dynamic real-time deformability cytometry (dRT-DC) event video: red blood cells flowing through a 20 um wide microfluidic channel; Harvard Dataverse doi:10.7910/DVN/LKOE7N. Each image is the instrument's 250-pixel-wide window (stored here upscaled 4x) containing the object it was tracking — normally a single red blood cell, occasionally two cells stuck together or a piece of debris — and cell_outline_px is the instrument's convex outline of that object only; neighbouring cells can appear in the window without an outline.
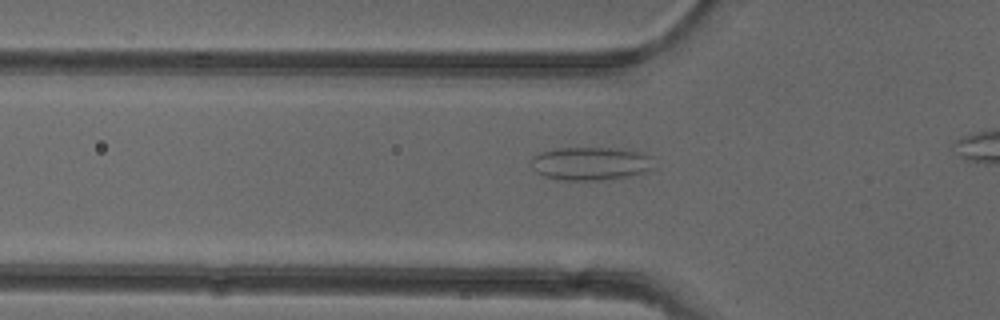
{"species": "common noctule bat (a hibernating species)", "species_latin": "Nyctalus noctula", "temperature_condition": "cold", "stored_images_in_passage": 34, "camera_frame_rate_fps": 3000, "um_per_image_px": 0.085, "animal": {"sex": "female"}, "frame": {"image": 1, "passage_image": 9, "time_ms": 2.667, "image_size_px": [1000, 320], "cell_outline_px": [[656, 168], [648, 172], [628, 176], [600, 180], [564, 180], [544, 176], [536, 172], [532, 168], [532, 156], [540, 152], [552, 148], [616, 148], [640, 152], [648, 156]], "centroid_in_image_um": [50.19, 13.9], "position_along_channel_um": 75.6, "area_um2": 23.87}}
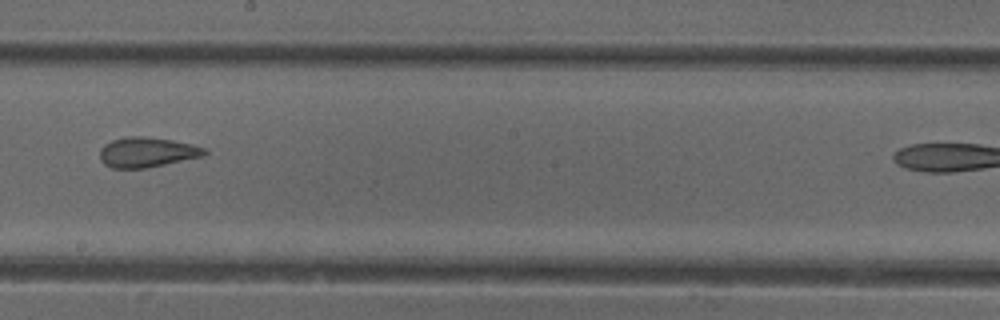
{"frame": {"image": 2, "passage_image": 21, "time_ms": 6.667, "image_size_px": [1000, 320], "cell_outline_px": [[208, 152], [204, 156], [144, 168], [112, 168], [104, 164], [100, 160], [100, 148], [104, 144], [112, 140], [128, 136], [144, 136], [172, 140], [192, 144], [204, 148]], "centroid_in_image_um": [12.47, 12.93], "position_along_channel_um": 235.7, "area_um2": 18.26}}
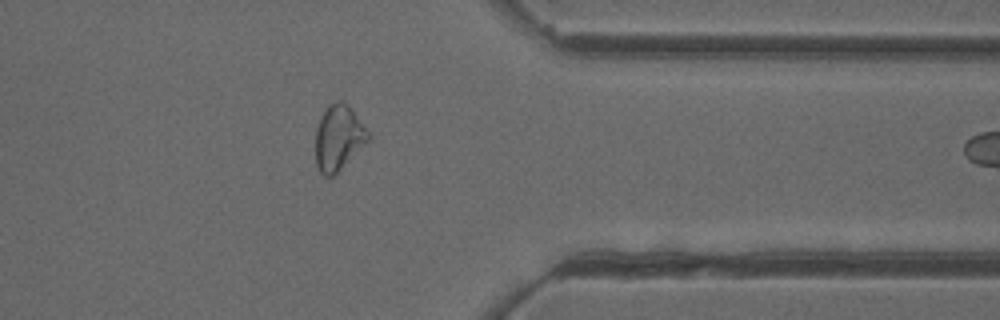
{"frame": {"image": 3, "passage_image": 33, "time_ms": 10.667, "image_size_px": [1000, 320], "cell_outline_px": [[372, 140], [332, 176], [324, 176], [320, 172], [316, 164], [316, 128], [320, 116], [328, 104], [336, 100], [340, 100], [348, 104], [372, 136]], "centroid_in_image_um": [28.8, 11.68], "position_along_channel_um": 382.6, "area_um2": 20.35}}